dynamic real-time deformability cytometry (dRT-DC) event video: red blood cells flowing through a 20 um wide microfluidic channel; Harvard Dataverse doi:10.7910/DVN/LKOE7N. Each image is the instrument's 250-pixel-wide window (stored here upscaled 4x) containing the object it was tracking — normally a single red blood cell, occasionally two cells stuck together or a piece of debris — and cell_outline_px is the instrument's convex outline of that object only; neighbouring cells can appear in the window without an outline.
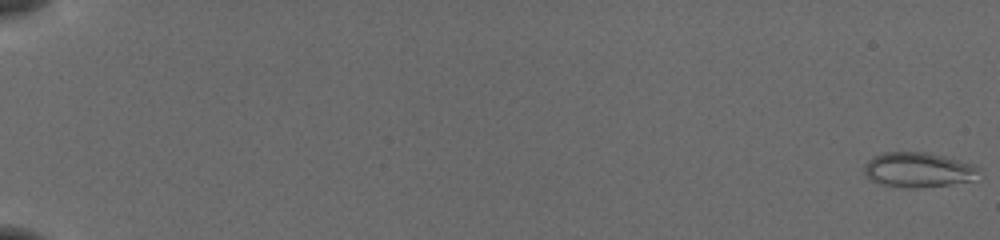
{"species": "common noctule bat (a hibernating species)", "species_latin": "Nyctalus noctula", "temperature_condition": "cold", "stored_images_in_passage": 55, "camera_frame_rate_fps": 3000, "um_per_image_px": 0.085, "animal": {"sex": "female", "body_mass_g": 19.5, "forearm_length_mm": 54.1}, "frame": {"image": 1, "passage_image": 1, "time_ms": 0.0, "image_size_px": [1000, 240], "cell_outline_px": [[980, 168], [968, 180], [948, 184], [920, 188], [900, 188], [880, 184], [872, 180], [864, 172], [864, 164], [872, 156], [884, 152], [924, 152], [944, 156], [976, 164]], "centroid_in_image_um": [77.97, 14.42], "position_along_channel_um": 7.0, "area_um2": 23.18}}
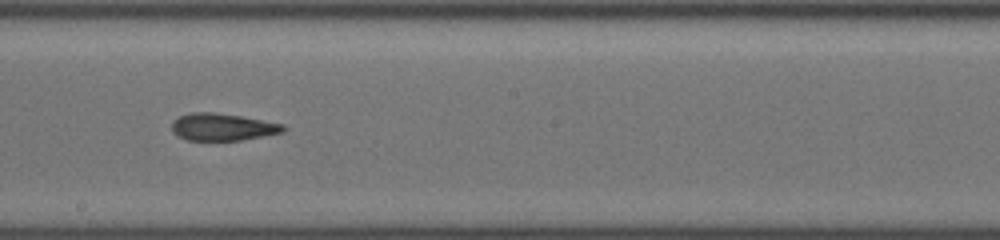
{"frame": {"image": 2, "passage_image": 34, "time_ms": 11.0, "image_size_px": [1000, 240], "cell_outline_px": [[288, 128], [284, 132], [240, 140], [188, 140], [176, 136], [172, 132], [172, 120], [180, 116], [192, 112], [212, 112], [240, 116], [284, 124]], "centroid_in_image_um": [18.9, 10.79], "position_along_channel_um": 229.3, "area_um2": 17.69}}
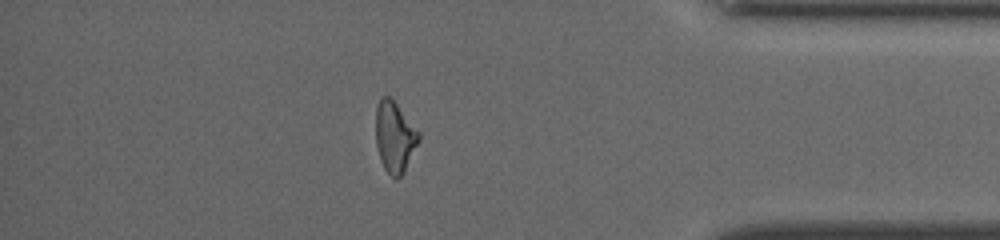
{"frame": {"image": 3, "passage_image": 49, "time_ms": 16.0, "image_size_px": [1000, 240], "cell_outline_px": [[420, 140], [404, 172], [396, 180], [384, 168], [380, 160], [376, 144], [376, 108], [380, 96], [388, 96], [396, 104], [420, 132]], "centroid_in_image_um": [33.55, 11.65], "position_along_channel_um": 401.7, "area_um2": 17.69}, "authors_computed_cell_mechanics": {"area_um2": 18.0914, "velocity_mm_per_s": 3.9203, "shape_relaxation_time_tau1_ms": null, "shape_relaxation_time_tau2_ms": 4.0743, "deformation_change_tau1": null, "deformation_change_tau2": 0.1333}}